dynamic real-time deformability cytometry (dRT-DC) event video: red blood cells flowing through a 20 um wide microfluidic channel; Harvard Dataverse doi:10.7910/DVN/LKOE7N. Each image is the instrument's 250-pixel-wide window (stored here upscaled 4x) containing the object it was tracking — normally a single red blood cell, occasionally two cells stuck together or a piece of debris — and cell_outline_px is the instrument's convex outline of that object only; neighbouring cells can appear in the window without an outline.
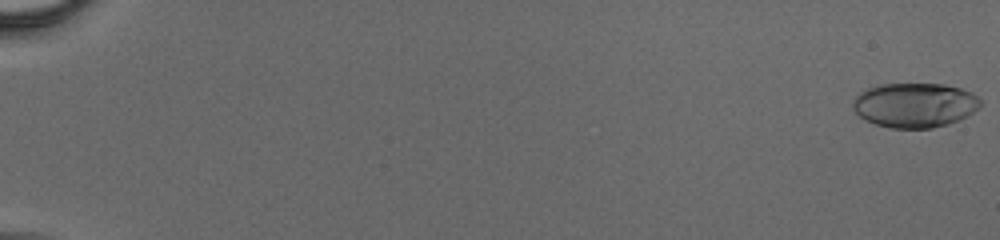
{"species": "human", "species_latin": "Homo sapiens", "temperature_condition": "cold", "stored_images_in_passage": 57, "camera_frame_rate_fps": 3000, "um_per_image_px": 0.085, "donor": {"sex": "male"}, "frame": {"image": 1, "passage_image": 1, "time_ms": 0.0, "image_size_px": [1000, 240], "cell_outline_px": [[980, 108], [960, 120], [948, 124], [932, 128], [888, 128], [864, 120], [852, 108], [852, 100], [860, 92], [868, 88], [880, 84], [944, 84], [960, 88], [972, 92], [980, 100]], "centroid_in_image_um": [77.74, 8.94], "position_along_channel_um": 7.3, "area_um2": 33.35}}
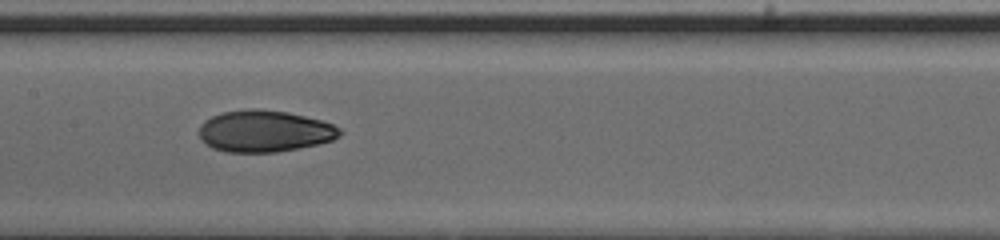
{"frame": {"image": 2, "passage_image": 32, "time_ms": 10.333, "image_size_px": [1000, 240], "cell_outline_px": [[344, 132], [340, 136], [332, 140], [300, 148], [276, 152], [228, 152], [212, 148], [204, 144], [200, 140], [200, 124], [204, 120], [220, 112], [248, 108], [260, 108], [288, 112], [320, 120], [332, 124], [340, 128]], "centroid_in_image_um": [22.46, 11.14], "position_along_channel_um": 184.9, "area_um2": 34.51}}
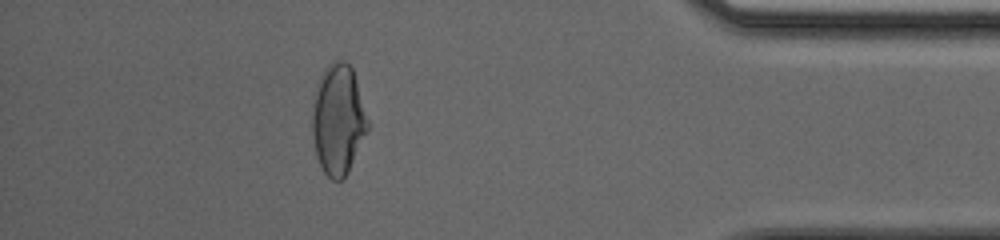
{"frame": {"image": 3, "passage_image": 52, "time_ms": 17.0, "image_size_px": [1000, 240], "cell_outline_px": [[368, 132], [348, 172], [340, 180], [332, 180], [324, 172], [316, 156], [312, 132], [312, 104], [316, 84], [324, 68], [332, 60], [344, 60], [352, 68], [356, 80], [368, 120]], "centroid_in_image_um": [28.72, 10.14], "position_along_channel_um": 406.5, "area_um2": 35.84}}